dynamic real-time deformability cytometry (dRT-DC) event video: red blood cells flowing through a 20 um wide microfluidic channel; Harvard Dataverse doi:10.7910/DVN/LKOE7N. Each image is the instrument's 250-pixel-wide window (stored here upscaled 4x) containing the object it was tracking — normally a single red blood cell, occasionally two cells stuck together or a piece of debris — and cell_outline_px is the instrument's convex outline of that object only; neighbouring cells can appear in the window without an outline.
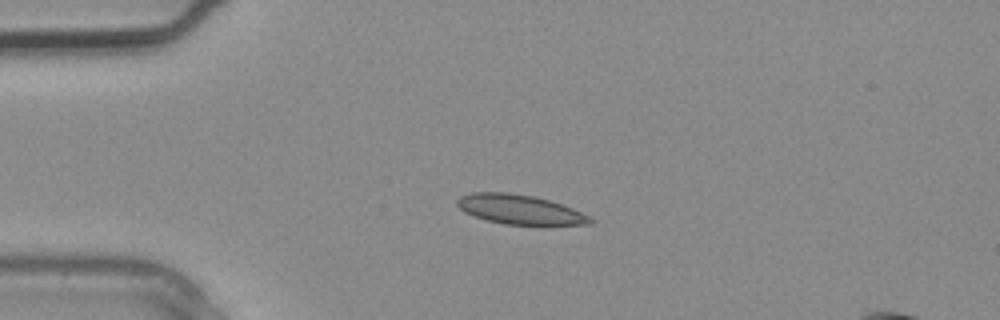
{"species": "common noctule bat (a hibernating species)", "species_latin": "Nyctalus noctula", "temperature_condition": "warm", "stored_images_in_passage": 1, "camera_frame_rate_fps": 3000, "um_per_image_px": 0.085, "animal": {"sex": "male", "body_mass_g": 20.4}, "frame": {"image": 1, "passage_image": 1, "time_ms": 0.0, "image_size_px": [1000, 320], "cell_outline_px": [[596, 220], [592, 224], [504, 224], [488, 220], [464, 212], [456, 204], [456, 200], [460, 196], [472, 192], [508, 192], [536, 196], [572, 208]], "centroid_in_image_um": [44.15, 17.79], "position_along_channel_um": 40.8, "area_um2": 22.6}}